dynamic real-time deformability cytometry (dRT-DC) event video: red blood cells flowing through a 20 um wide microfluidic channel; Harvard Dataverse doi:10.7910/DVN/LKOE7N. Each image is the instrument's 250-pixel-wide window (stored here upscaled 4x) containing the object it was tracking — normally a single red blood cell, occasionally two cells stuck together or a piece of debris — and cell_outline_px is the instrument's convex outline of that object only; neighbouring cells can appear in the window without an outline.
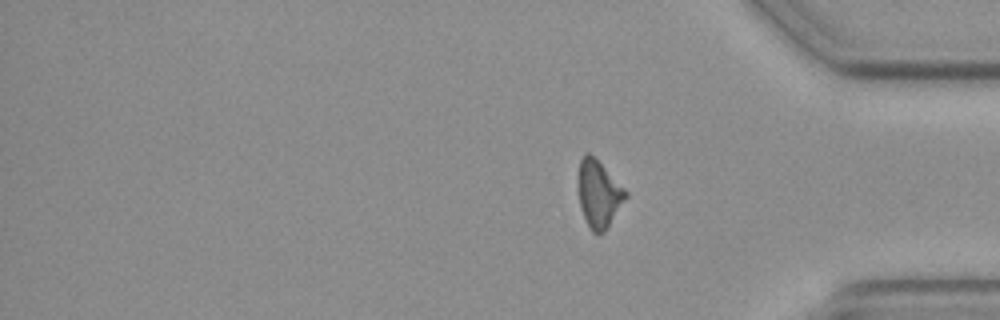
{"species": "common noctule bat (a hibernating species)", "species_latin": "Nyctalus noctula", "temperature_condition": "cold", "stored_images_in_passage": 12, "segment_of_instrument_passage": [2, 2], "camera_frame_rate_fps": 3000, "um_per_image_px": 0.085, "animal": {"sex": "female", "body_mass_g": 19.3, "forearm_length_mm": 54.1}, "frame": {"image": 1, "passage_image": 12, "time_ms": 14.333, "image_size_px": [1000, 320], "cell_outline_px": [[628, 196], [604, 232], [592, 232], [588, 228], [580, 208], [576, 180], [580, 160], [584, 152], [588, 152], [628, 192]], "centroid_in_image_um": [50.84, 16.49], "position_along_channel_um": 384.4, "area_um2": 18.55}}